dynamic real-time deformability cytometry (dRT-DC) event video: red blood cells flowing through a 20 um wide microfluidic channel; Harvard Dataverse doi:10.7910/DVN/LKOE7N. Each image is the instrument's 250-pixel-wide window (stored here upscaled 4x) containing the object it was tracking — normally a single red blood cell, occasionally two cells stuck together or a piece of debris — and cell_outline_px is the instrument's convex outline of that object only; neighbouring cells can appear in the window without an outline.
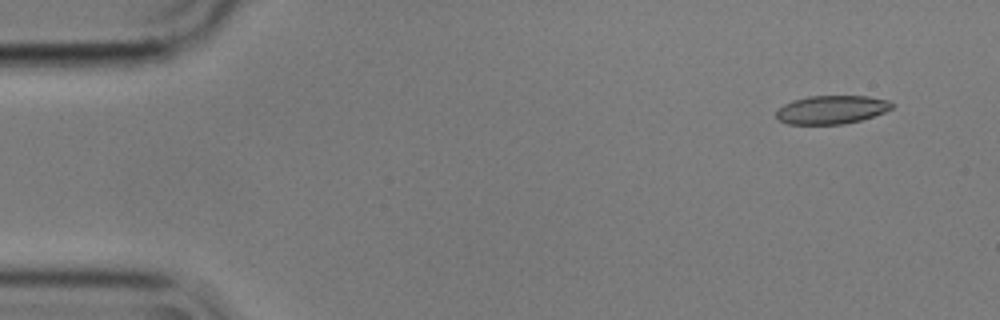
{"species": "common noctule bat (a hibernating species)", "species_latin": "Nyctalus noctula", "temperature_condition": "cold", "stored_images_in_passage": 4, "camera_frame_rate_fps": 3000, "um_per_image_px": 0.085, "animal": {"sex": "male", "body_mass_g": 17.9}, "frame": {"image": 1, "passage_image": 1, "time_ms": 0.0, "image_size_px": [1000, 320], "cell_outline_px": [[892, 108], [884, 112], [860, 120], [844, 124], [788, 124], [776, 120], [776, 112], [784, 104], [792, 100], [808, 96], [868, 96], [888, 100], [892, 104]], "centroid_in_image_um": [70.64, 9.32], "position_along_channel_um": 14.4, "area_um2": 19.13}}